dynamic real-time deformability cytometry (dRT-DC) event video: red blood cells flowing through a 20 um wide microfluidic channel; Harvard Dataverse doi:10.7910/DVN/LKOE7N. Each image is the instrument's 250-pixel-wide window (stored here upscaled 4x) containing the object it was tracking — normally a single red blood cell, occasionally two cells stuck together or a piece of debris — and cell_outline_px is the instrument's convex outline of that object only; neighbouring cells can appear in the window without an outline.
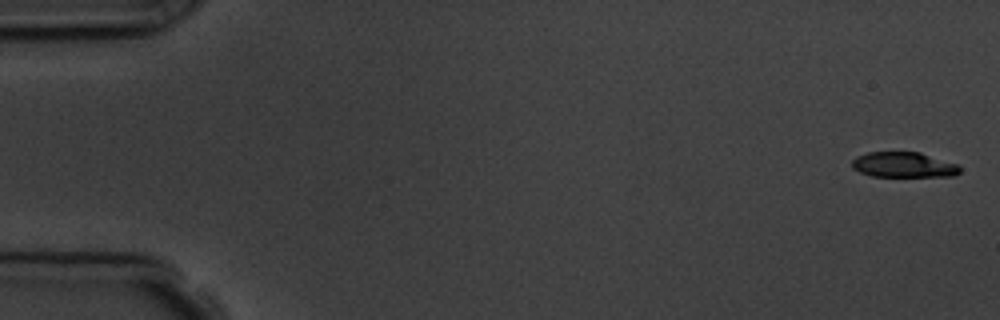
{"species": "common noctule bat (a hibernating species)", "species_latin": "Nyctalus noctula", "temperature_condition": "room temperature", "stored_images_in_passage": 6, "segment_of_instrument_passage": [1, 2], "camera_frame_rate_fps": 3000, "um_per_image_px": 0.085, "animal": {"sex": "male", "body_mass_g": 19.5, "forearm_length_mm": 54.6}, "frame": {"image": 1, "passage_image": 1, "time_ms": 0.0, "image_size_px": [1000, 320], "cell_outline_px": [[960, 172], [956, 176], [872, 176], [860, 172], [852, 168], [852, 160], [856, 156], [868, 152], [920, 152], [960, 164]], "centroid_in_image_um": [76.84, 14.0], "position_along_channel_um": 8.2, "area_um2": 16.07}}
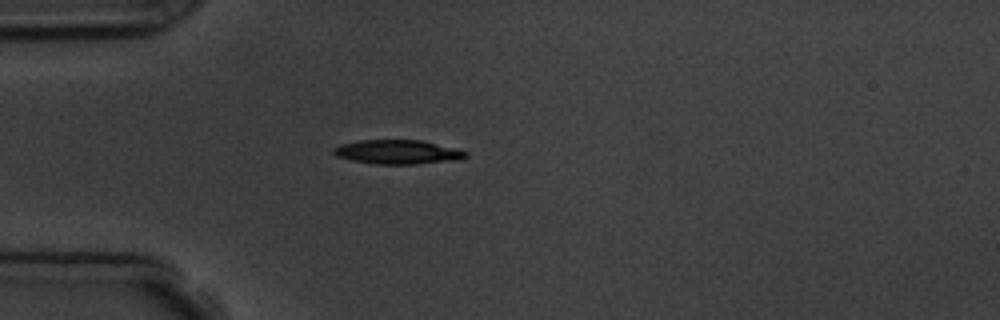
{"frame": {"image": 2, "passage_image": 5, "time_ms": 4.667, "image_size_px": [1000, 320], "cell_outline_px": [[468, 156], [460, 160], [416, 164], [376, 164], [352, 160], [336, 156], [332, 152], [332, 148], [340, 144], [360, 140], [424, 140], [456, 148], [468, 152]], "centroid_in_image_um": [33.83, 12.92], "position_along_channel_um": 51.2, "area_um2": 18.84}}